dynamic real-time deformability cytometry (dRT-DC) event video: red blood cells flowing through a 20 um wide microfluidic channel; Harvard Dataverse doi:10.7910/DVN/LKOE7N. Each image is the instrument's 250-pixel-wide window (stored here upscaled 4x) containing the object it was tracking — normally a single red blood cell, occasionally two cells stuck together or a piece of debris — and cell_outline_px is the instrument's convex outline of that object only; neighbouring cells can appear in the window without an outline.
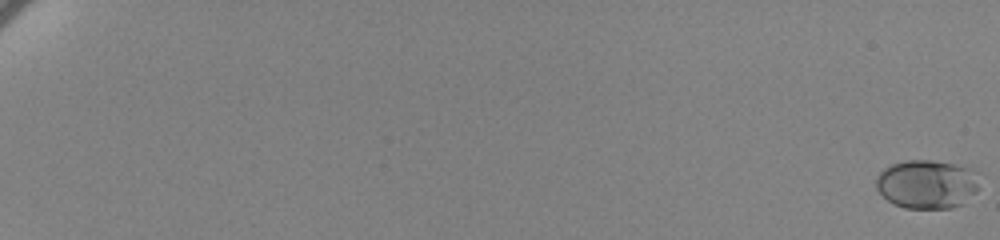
{"species": "human", "species_latin": "Homo sapiens", "temperature_condition": "cold", "stored_images_in_passage": 64, "camera_frame_rate_fps": 3000, "um_per_image_px": 0.085, "donor": {"sex": "female"}, "frame": {"image": 1, "passage_image": 1, "time_ms": 0.0, "image_size_px": [1000, 240], "cell_outline_px": [[976, 192], [960, 204], [952, 208], [904, 208], [888, 200], [876, 188], [876, 176], [884, 168], [892, 164], [908, 160], [928, 160], [952, 164], [968, 168], [976, 184]], "centroid_in_image_um": [78.69, 15.66], "position_along_channel_um": 6.3, "area_um2": 28.5}}
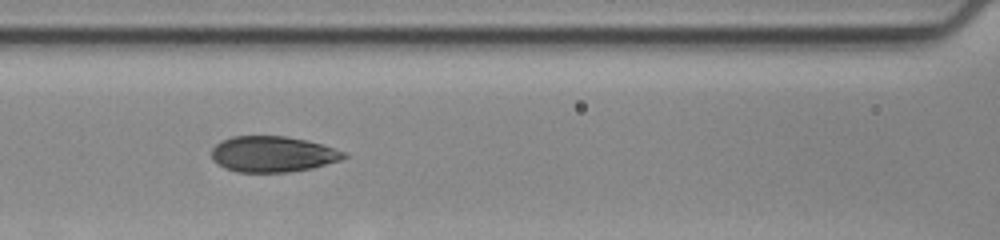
{"frame": {"image": 2, "passage_image": 34, "time_ms": 11.0, "image_size_px": [1000, 240], "cell_outline_px": [[348, 156], [340, 160], [312, 168], [288, 172], [236, 172], [224, 168], [212, 160], [212, 148], [216, 144], [232, 136], [288, 136], [308, 140], [348, 152]], "centroid_in_image_um": [23.2, 13.1], "position_along_channel_um": 143.4, "area_um2": 27.8}}
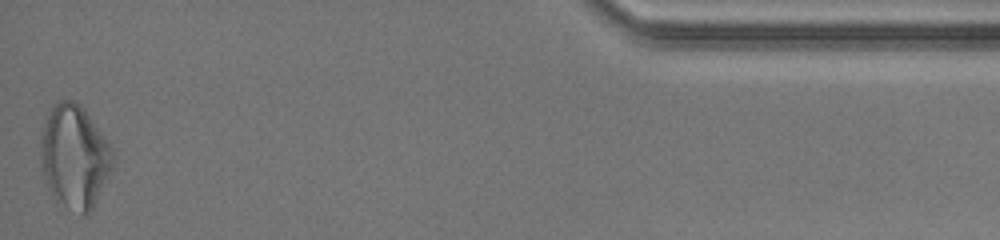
{"frame": {"image": 3, "passage_image": 64, "time_ms": 21.0, "image_size_px": [1000, 240], "cell_outline_px": [[116, 156], [112, 168], [92, 212], [84, 216], [56, 200], [52, 196], [44, 176], [40, 164], [40, 132], [56, 100], [72, 100], [84, 108], [104, 136], [112, 148]], "centroid_in_image_um": [6.34, 13.33], "position_along_channel_um": 428.9, "area_um2": 43.75}, "authors_computed_cell_mechanics": {"area_um2": 28.0908, "velocity_mm_per_s": 3.4351, "shape_relaxation_time_tau1_ms": 4.1067, "shape_relaxation_time_tau2_ms": 1.1625, "deformation_change_tau1": 0.1143, "deformation_change_tau2": 0.0591}}